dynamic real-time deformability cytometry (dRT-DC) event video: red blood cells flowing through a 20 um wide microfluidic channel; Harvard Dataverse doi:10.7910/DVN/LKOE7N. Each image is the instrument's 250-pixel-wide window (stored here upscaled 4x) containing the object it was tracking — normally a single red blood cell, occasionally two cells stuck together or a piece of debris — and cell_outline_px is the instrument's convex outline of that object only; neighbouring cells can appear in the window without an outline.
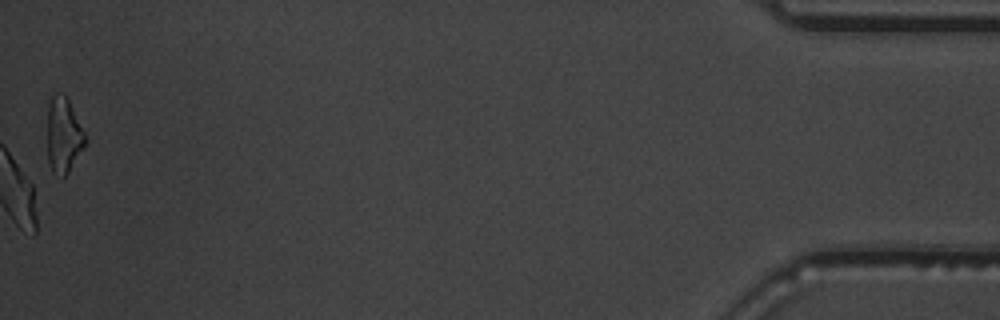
{"species": "common noctule bat (a hibernating species)", "species_latin": "Nyctalus noctula", "temperature_condition": "warm", "stored_images_in_passage": 37, "camera_frame_rate_fps": 3000, "um_per_image_px": 0.085, "animal": {"sex": "male", "body_mass_g": 19.5, "forearm_length_mm": 54.6}, "frame": {"image": 1, "passage_image": 37, "time_ms": 12.0, "image_size_px": [1000, 320], "cell_outline_px": [[88, 140], [84, 148], [68, 172], [64, 176], [52, 172], [48, 164], [48, 104], [52, 96], [56, 92], [60, 92], [68, 100]], "centroid_in_image_um": [5.4, 11.5], "position_along_channel_um": 429.8, "area_um2": 16.47}, "authors_computed_cell_mechanics": {"area_um2": 18.6116, "velocity_mm_per_s": 3.8508, "shape_relaxation_time_tau1_ms": 3.9883, "shape_relaxation_time_tau2_ms": 4.9737, "deformation_change_tau1": 0.1617, "deformation_change_tau2": 0.1204}}